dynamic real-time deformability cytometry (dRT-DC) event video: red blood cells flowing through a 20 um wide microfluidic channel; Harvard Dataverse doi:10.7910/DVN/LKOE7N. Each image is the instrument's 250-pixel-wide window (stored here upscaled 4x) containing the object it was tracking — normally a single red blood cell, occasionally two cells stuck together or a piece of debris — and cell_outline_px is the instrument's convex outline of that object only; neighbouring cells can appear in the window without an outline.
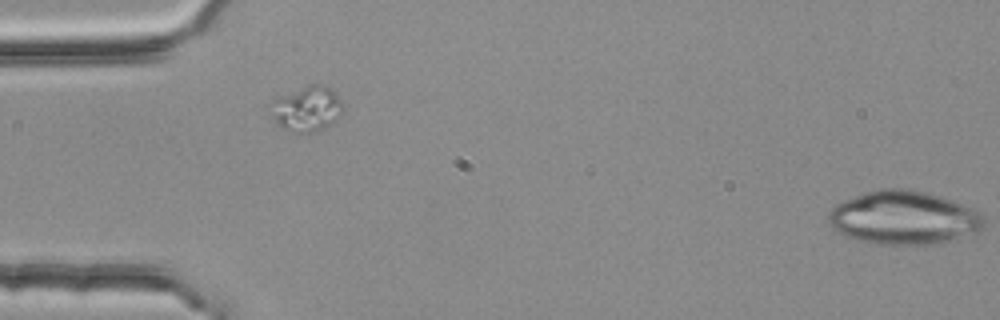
{"species": "common noctule bat (a hibernating species)", "species_latin": "Nyctalus noctula", "temperature_condition": "room temperature", "stored_images_in_passage": 6, "segment_of_instrument_passage": [2, 2], "camera_frame_rate_fps": 3000, "um_per_image_px": 0.085, "animal": {"sex": "female", "body_mass_g": 25.1}, "frame": {"image": 1, "passage_image": 6, "time_ms": 1.667, "image_size_px": [1000, 320], "cell_outline_px": [[984, 228], [980, 232], [936, 244], [876, 244], [856, 240], [832, 228], [828, 220], [828, 212], [836, 204], [844, 200], [864, 192], [880, 188], [904, 188], [924, 192], [940, 196], [952, 200], [972, 208], [980, 212], [984, 216]], "centroid_in_image_um": [76.83, 18.51], "position_along_channel_um": 8.2, "area_um2": 48.67}}